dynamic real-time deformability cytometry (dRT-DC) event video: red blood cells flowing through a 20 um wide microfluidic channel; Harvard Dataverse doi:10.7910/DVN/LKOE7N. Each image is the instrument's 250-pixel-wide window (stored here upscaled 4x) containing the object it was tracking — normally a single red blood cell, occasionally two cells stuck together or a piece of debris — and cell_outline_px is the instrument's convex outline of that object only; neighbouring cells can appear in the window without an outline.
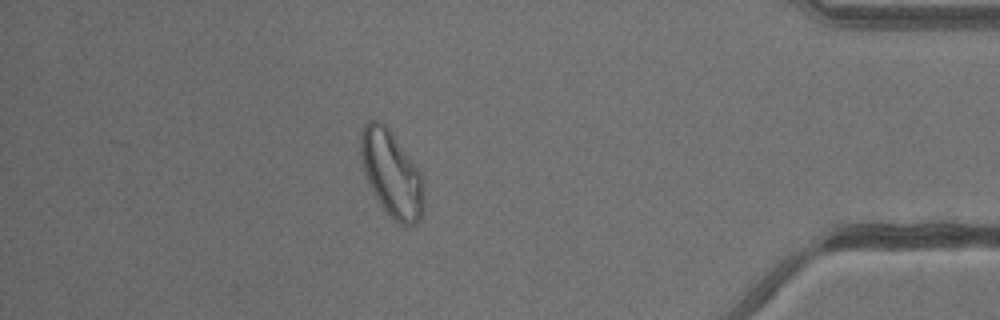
{"species": "common noctule bat (a hibernating species)", "species_latin": "Nyctalus noctula", "temperature_condition": "warm", "stored_images_in_passage": 38, "camera_frame_rate_fps": 3000, "um_per_image_px": 0.085, "animal": {"sex": "male", "body_mass_g": 13.3}, "frame": {"image": 1, "passage_image": 33, "time_ms": 10.667, "image_size_px": [1000, 320], "cell_outline_px": [[424, 208], [420, 220], [416, 224], [400, 224], [380, 204], [368, 184], [364, 172], [360, 152], [360, 136], [364, 124], [368, 120], [376, 120], [384, 124], [388, 128], [424, 176]], "centroid_in_image_um": [33.3, 14.76], "position_along_channel_um": 401.9, "area_um2": 31.62}}